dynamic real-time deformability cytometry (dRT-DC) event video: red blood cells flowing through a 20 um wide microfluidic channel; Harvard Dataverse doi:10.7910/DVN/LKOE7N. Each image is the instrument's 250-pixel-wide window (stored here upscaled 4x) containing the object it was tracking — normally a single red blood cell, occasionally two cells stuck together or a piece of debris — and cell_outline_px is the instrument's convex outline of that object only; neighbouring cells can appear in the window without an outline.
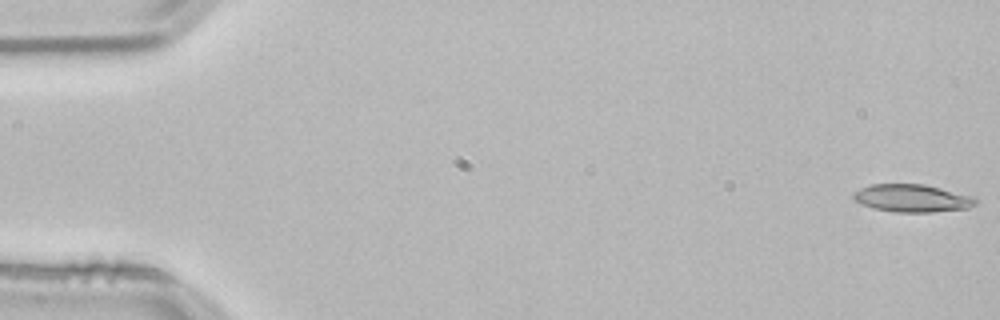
{"species": "common noctule bat (a hibernating species)", "species_latin": "Nyctalus noctula", "temperature_condition": "room temperature", "stored_images_in_passage": 14, "camera_frame_rate_fps": 3000, "um_per_image_px": 0.085, "animal": {"sex": "male", "body_mass_g": 21.5, "forearm_length_mm": 52.0}, "frame": {"image": 1, "passage_image": 1, "time_ms": 0.0, "image_size_px": [1000, 320], "cell_outline_px": [[980, 200], [976, 204], [968, 208], [932, 212], [896, 212], [872, 208], [856, 200], [852, 196], [852, 192], [860, 188], [872, 184], [924, 184], [976, 196]], "centroid_in_image_um": [77.59, 16.84], "position_along_channel_um": 7.4, "area_um2": 19.88}}